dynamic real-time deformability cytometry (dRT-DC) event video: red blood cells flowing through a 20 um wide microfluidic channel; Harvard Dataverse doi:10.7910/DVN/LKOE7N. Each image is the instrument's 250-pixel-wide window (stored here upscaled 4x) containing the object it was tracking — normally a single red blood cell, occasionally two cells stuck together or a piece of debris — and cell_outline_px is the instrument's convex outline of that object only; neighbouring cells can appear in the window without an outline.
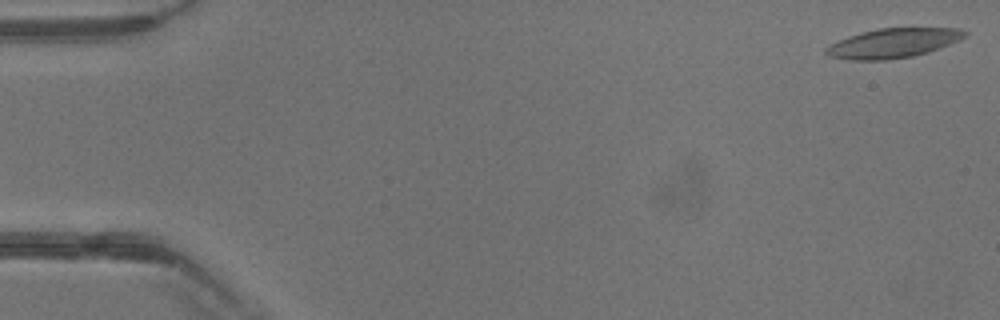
{"species": "common noctule bat (a hibernating species)", "species_latin": "Nyctalus noctula", "temperature_condition": "warm", "stored_images_in_passage": 40, "camera_frame_rate_fps": 3000, "um_per_image_px": 0.085, "animal": {"sex": "male", "body_mass_g": 13.3}, "frame": {"image": 1, "passage_image": 1, "time_ms": 0.0, "image_size_px": [1000, 320], "cell_outline_px": [[964, 36], [960, 40], [928, 52], [912, 56], [880, 60], [852, 60], [828, 56], [824, 52], [824, 48], [848, 36], [880, 28], [956, 28], [964, 32]], "centroid_in_image_um": [75.87, 3.67], "position_along_channel_um": 9.1, "area_um2": 23.35}}
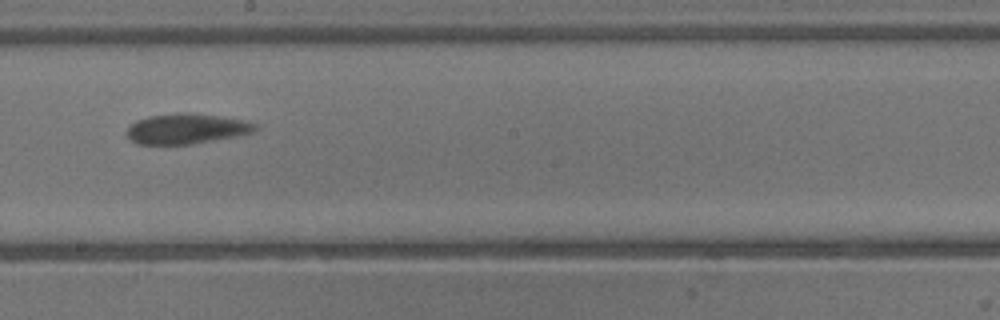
{"frame": {"image": 2, "passage_image": 23, "time_ms": 7.333, "image_size_px": [1000, 320], "cell_outline_px": [[256, 128], [252, 132], [236, 136], [192, 144], [136, 144], [124, 132], [136, 120], [148, 116], [176, 112], [188, 112], [244, 120], [256, 124]], "centroid_in_image_um": [15.8, 10.94], "position_along_channel_um": 232.4, "area_um2": 22.54}}
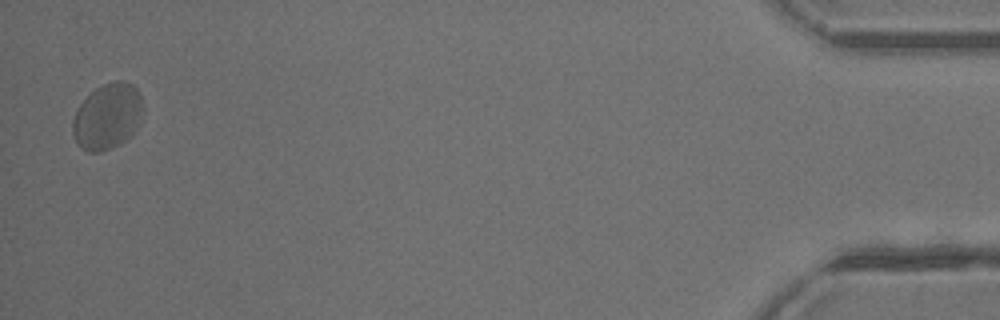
{"frame": {"image": 3, "passage_image": 40, "time_ms": 13.0, "image_size_px": [1000, 320], "cell_outline_px": [[140, 116], [136, 128], [132, 136], [120, 144], [100, 152], [88, 152], [80, 148], [72, 132], [72, 120], [80, 104], [96, 88], [104, 84], [116, 80], [120, 80], [132, 84], [140, 92]], "centroid_in_image_um": [9.11, 9.92], "position_along_channel_um": 426.1, "area_um2": 26.65}}